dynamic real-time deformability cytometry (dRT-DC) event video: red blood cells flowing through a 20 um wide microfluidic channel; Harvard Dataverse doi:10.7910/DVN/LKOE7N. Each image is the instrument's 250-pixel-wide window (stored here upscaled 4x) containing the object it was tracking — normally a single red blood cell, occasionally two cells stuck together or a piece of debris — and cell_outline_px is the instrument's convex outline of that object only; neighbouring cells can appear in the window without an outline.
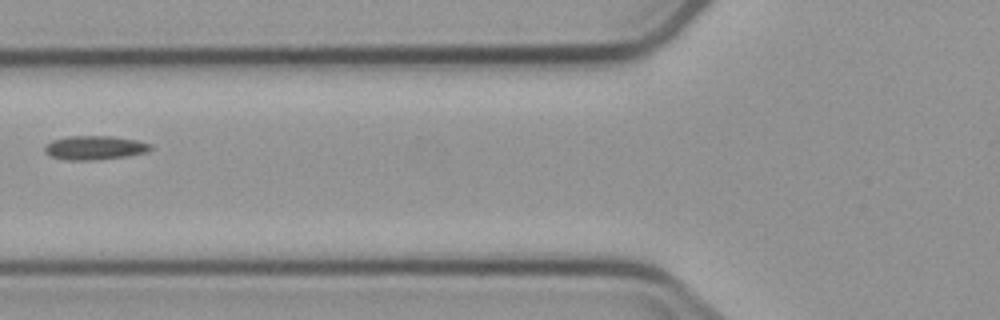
{"species": "common noctule bat (a hibernating species)", "species_latin": "Nyctalus noctula", "temperature_condition": "cold", "stored_images_in_passage": 6, "segment_of_instrument_passage": [2, 2], "camera_frame_rate_fps": 3000, "um_per_image_px": 0.085, "animal": {"sex": "male", "body_mass_g": 23.1, "forearm_length_mm": 52.7}, "frame": {"image": 1, "passage_image": 6, "time_ms": 6.667, "image_size_px": [1000, 320], "cell_outline_px": [[152, 148], [148, 152], [128, 156], [92, 160], [64, 160], [52, 156], [44, 152], [44, 148], [52, 140], [68, 136], [112, 136], [136, 140], [152, 144]], "centroid_in_image_um": [8.07, 12.56], "position_along_channel_um": 117.7, "area_um2": 14.8}}